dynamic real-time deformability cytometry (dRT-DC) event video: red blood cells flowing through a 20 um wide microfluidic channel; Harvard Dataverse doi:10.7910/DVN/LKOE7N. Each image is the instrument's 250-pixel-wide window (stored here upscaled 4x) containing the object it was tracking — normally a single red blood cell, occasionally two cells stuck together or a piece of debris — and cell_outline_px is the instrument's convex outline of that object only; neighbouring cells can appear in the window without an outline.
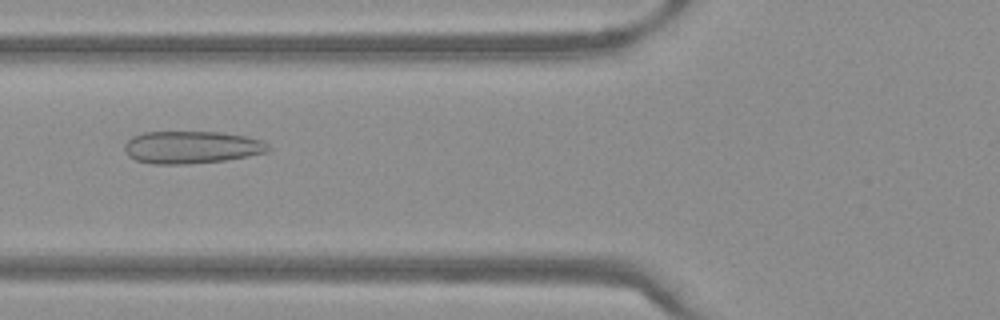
{"species": "Egyptian fruit bat (a non-hibernating species)", "species_latin": "Rousettus aegyptiacus", "temperature_condition": "warm", "stored_images_in_passage": 49, "camera_frame_rate_fps": 3000, "um_per_image_px": 0.085, "frame": {"image": 1, "passage_image": 19, "time_ms": 6.0, "image_size_px": [1000, 320], "cell_outline_px": [[272, 148], [268, 152], [248, 156], [224, 160], [188, 164], [152, 164], [136, 160], [128, 156], [124, 152], [124, 144], [132, 136], [144, 132], [220, 132], [244, 136], [264, 140]], "centroid_in_image_um": [16.28, 12.52], "position_along_channel_um": 109.5, "area_um2": 27.4}}
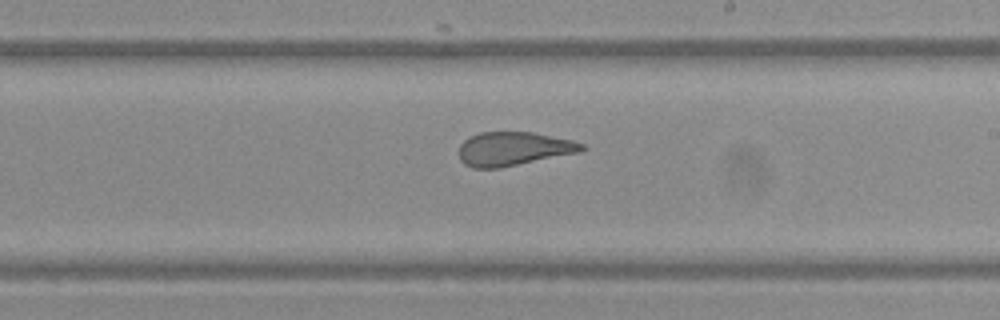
{"frame": {"image": 2, "passage_image": 29, "time_ms": 9.333, "image_size_px": [1000, 320], "cell_outline_px": [[588, 148], [580, 152], [500, 168], [472, 168], [464, 164], [460, 160], [460, 144], [464, 140], [480, 132], [532, 132], [572, 140], [584, 144]], "centroid_in_image_um": [43.66, 12.65], "position_along_channel_um": 245.3, "area_um2": 24.16}}
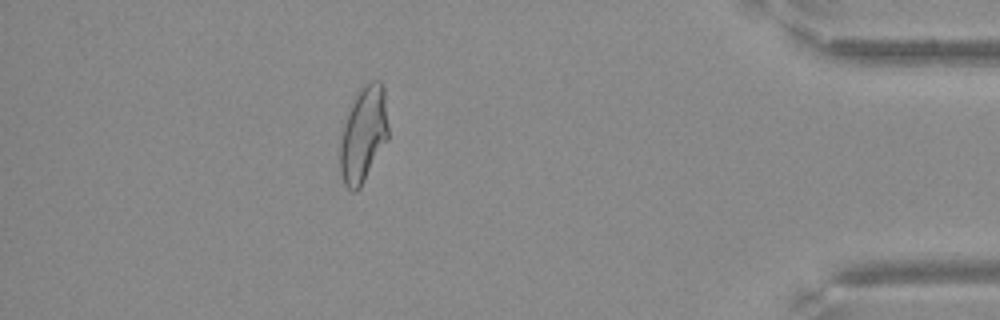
{"frame": {"image": 3, "passage_image": 44, "time_ms": 14.333, "image_size_px": [1000, 320], "cell_outline_px": [[388, 140], [360, 188], [356, 192], [352, 192], [344, 184], [340, 172], [340, 144], [344, 124], [348, 112], [356, 96], [364, 84], [372, 80], [380, 80], [384, 88], [388, 124]], "centroid_in_image_um": [30.91, 11.45], "position_along_channel_um": 404.3, "area_um2": 26.88}}